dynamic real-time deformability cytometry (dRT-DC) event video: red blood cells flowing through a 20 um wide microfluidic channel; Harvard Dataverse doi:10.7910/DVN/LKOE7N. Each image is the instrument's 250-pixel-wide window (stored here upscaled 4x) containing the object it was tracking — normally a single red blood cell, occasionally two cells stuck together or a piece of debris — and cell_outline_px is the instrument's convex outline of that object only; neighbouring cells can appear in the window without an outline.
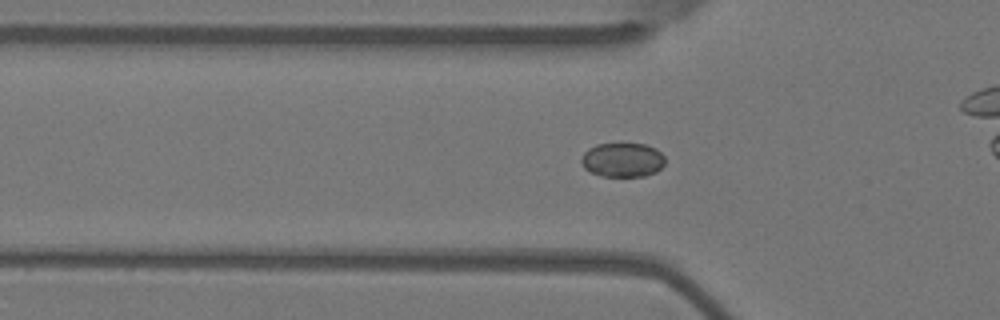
{"species": "Egyptian fruit bat (a non-hibernating species)", "species_latin": "Rousettus aegyptiacus", "temperature_condition": "warm", "stored_images_in_passage": 46, "camera_frame_rate_fps": 3000, "um_per_image_px": 0.085, "animal": {"sex": "female"}, "frame": {"image": 1, "passage_image": 8, "time_ms": 2.333, "image_size_px": [1000, 320], "cell_outline_px": [[664, 164], [656, 172], [644, 176], [600, 176], [584, 168], [580, 160], [584, 152], [588, 148], [596, 144], [644, 144], [656, 148], [664, 156]], "centroid_in_image_um": [52.9, 13.59], "position_along_channel_um": 72.9, "area_um2": 16.7}}
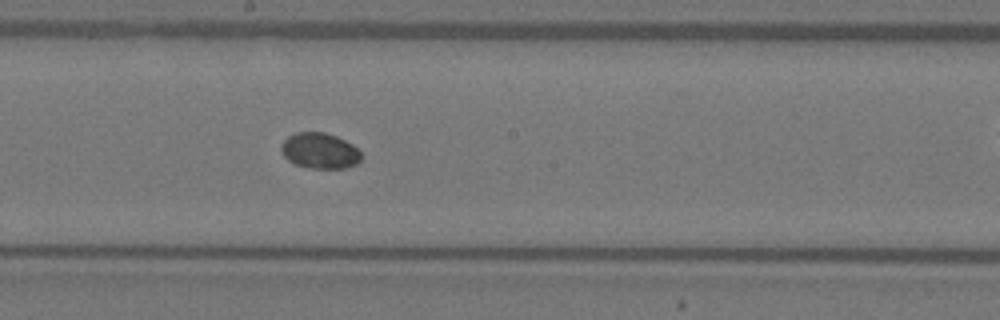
{"frame": {"image": 2, "passage_image": 20, "time_ms": 6.333, "image_size_px": [1000, 320], "cell_outline_px": [[364, 156], [356, 164], [348, 168], [308, 168], [296, 164], [288, 160], [284, 156], [280, 148], [284, 140], [288, 136], [296, 132], [324, 132], [336, 136], [352, 144]], "centroid_in_image_um": [27.19, 12.82], "position_along_channel_um": 221.0, "area_um2": 16.7}}
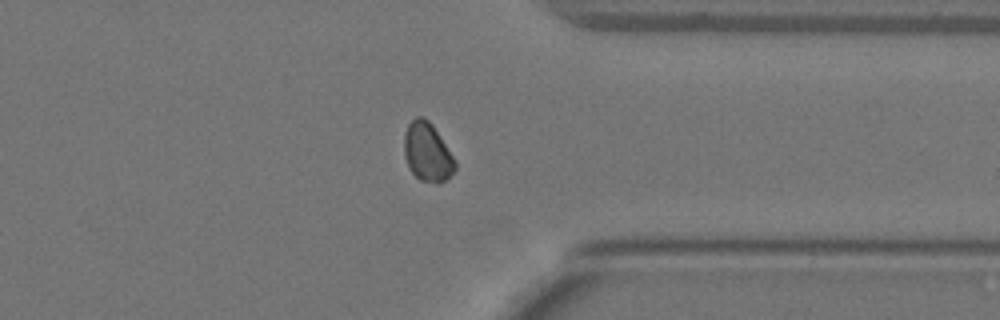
{"frame": {"image": 3, "passage_image": 33, "time_ms": 10.667, "image_size_px": [1000, 320], "cell_outline_px": [[456, 168], [444, 180], [436, 184], [420, 180], [408, 168], [404, 156], [404, 132], [408, 124], [416, 116], [424, 116], [432, 124], [452, 156], [456, 164]], "centroid_in_image_um": [36.28, 12.92], "position_along_channel_um": 375.1, "area_um2": 17.28}}